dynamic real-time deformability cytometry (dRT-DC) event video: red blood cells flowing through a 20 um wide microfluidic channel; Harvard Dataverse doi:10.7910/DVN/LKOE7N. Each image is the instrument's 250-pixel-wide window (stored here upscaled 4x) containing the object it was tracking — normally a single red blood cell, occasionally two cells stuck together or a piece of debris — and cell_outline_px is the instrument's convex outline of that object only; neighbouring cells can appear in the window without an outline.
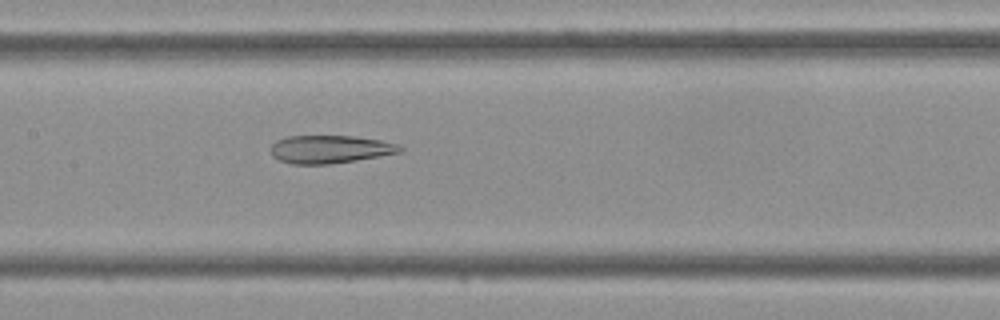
{"species": "Egyptian fruit bat (a non-hibernating species)", "species_latin": "Rousettus aegyptiacus", "temperature_condition": "cold", "stored_images_in_passage": 44, "camera_frame_rate_fps": 3000, "um_per_image_px": 0.085, "frame": {"image": 1, "passage_image": 21, "time_ms": 6.667, "image_size_px": [1000, 320], "cell_outline_px": [[404, 152], [356, 160], [328, 164], [292, 164], [280, 160], [272, 156], [268, 148], [276, 140], [288, 136], [352, 136], [380, 140], [400, 144], [404, 148]], "centroid_in_image_um": [28.06, 12.68], "position_along_channel_um": 179.3, "area_um2": 21.27}}
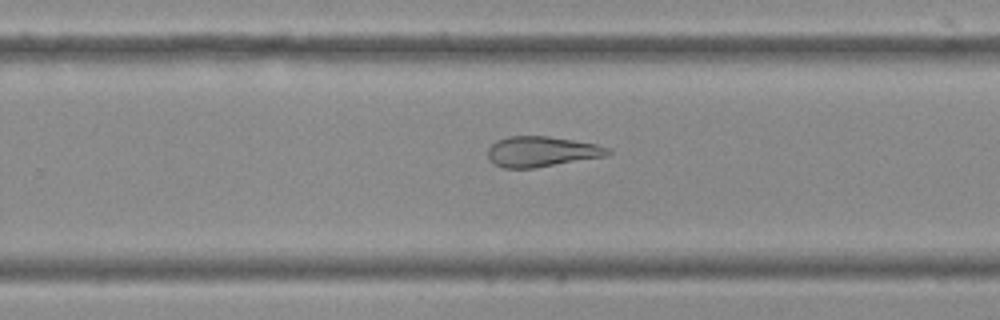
{"frame": {"image": 2, "passage_image": 28, "time_ms": 9.0, "image_size_px": [1000, 320], "cell_outline_px": [[612, 152], [604, 156], [536, 168], [504, 168], [488, 160], [488, 148], [496, 140], [508, 136], [548, 136], [596, 144], [612, 148]], "centroid_in_image_um": [46.02, 12.88], "position_along_channel_um": 283.8, "area_um2": 21.27}}
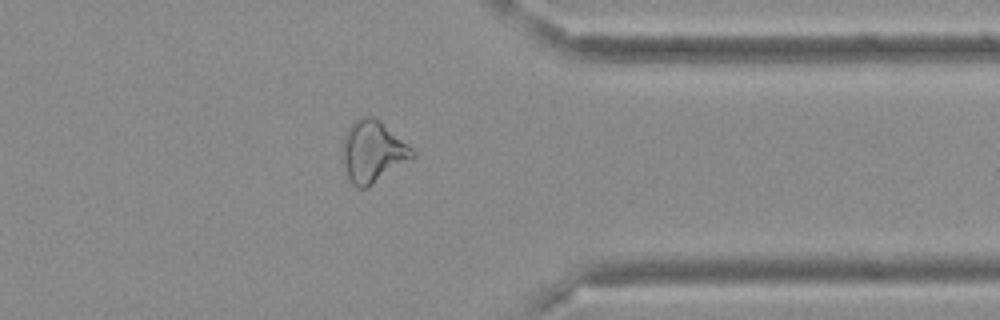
{"frame": {"image": 3, "passage_image": 35, "time_ms": 11.333, "image_size_px": [1000, 320], "cell_outline_px": [[416, 156], [368, 188], [356, 188], [352, 184], [340, 160], [340, 152], [344, 136], [348, 128], [360, 116], [372, 116], [380, 120], [412, 148], [416, 152]], "centroid_in_image_um": [31.65, 12.9], "position_along_channel_um": 379.8, "area_um2": 25.49}}